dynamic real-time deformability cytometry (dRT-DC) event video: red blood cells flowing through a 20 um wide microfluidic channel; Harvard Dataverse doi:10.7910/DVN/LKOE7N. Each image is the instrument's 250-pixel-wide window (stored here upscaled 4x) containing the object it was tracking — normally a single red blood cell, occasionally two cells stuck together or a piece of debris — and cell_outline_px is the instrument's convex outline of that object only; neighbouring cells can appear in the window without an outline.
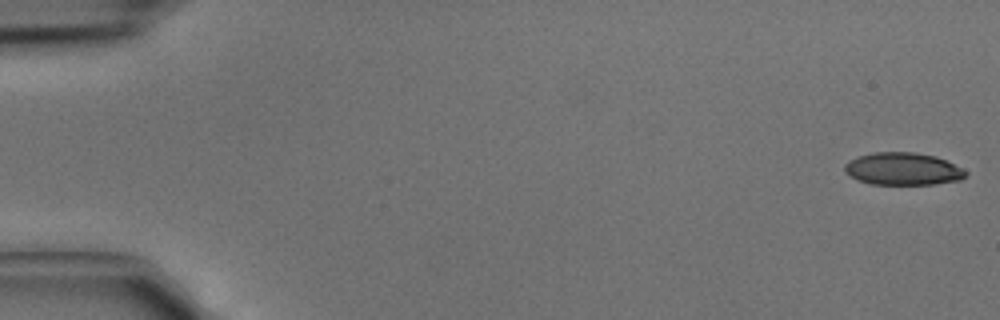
{"species": "common noctule bat (a hibernating species)", "species_latin": "Nyctalus noctula", "temperature_condition": "cold", "stored_images_in_passage": 4, "camera_frame_rate_fps": 3000, "um_per_image_px": 0.085, "animal": {"sex": "male", "body_mass_g": 15.6}, "frame": {"image": 1, "passage_image": 1, "time_ms": 0.0, "image_size_px": [1000, 320], "cell_outline_px": [[968, 172], [960, 180], [936, 184], [872, 184], [856, 180], [848, 176], [844, 172], [844, 164], [848, 160], [856, 156], [872, 152], [912, 152], [936, 156]], "centroid_in_image_um": [76.66, 14.35], "position_along_channel_um": 8.3, "area_um2": 23.0}}
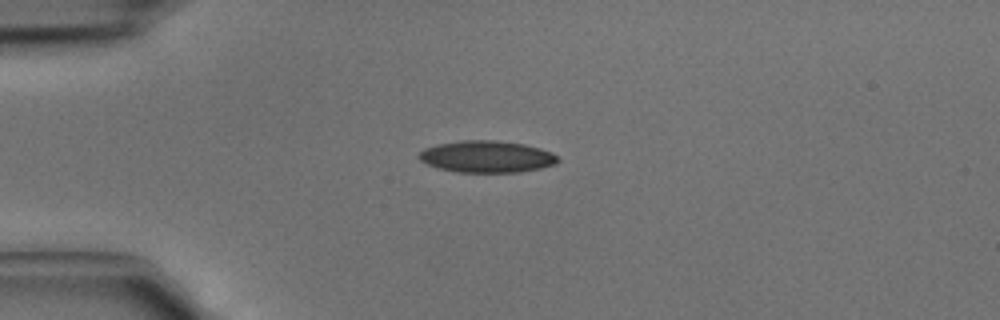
{"frame": {"image": 2, "passage_image": 4, "time_ms": 1.0, "image_size_px": [1000, 320], "cell_outline_px": [[560, 160], [556, 164], [540, 168], [520, 172], [456, 172], [440, 168], [428, 164], [420, 160], [416, 156], [424, 148], [436, 144], [460, 140], [496, 140], [524, 144], [540, 148], [552, 152]], "centroid_in_image_um": [41.37, 13.31], "position_along_channel_um": 43.6, "area_um2": 25.84}}